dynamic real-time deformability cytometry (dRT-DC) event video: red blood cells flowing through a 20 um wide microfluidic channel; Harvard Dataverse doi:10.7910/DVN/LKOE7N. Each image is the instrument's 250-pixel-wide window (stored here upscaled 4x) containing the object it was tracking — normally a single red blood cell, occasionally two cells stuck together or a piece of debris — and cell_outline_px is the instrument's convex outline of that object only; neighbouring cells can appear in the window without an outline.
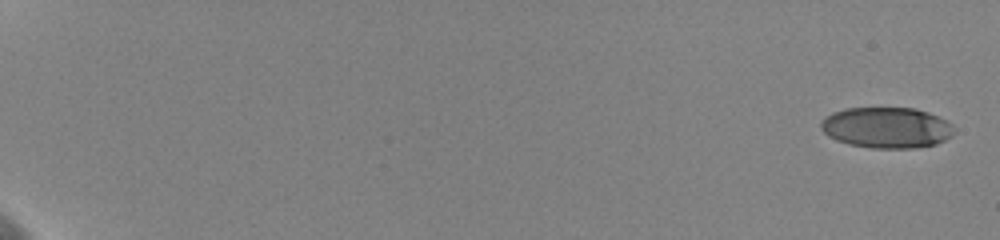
{"species": "human", "species_latin": "Homo sapiens", "temperature_condition": "cold", "stored_images_in_passage": 8, "camera_frame_rate_fps": 3000, "um_per_image_px": 0.085, "donor": {"sex": "female"}, "frame": {"image": 1, "passage_image": 1, "time_ms": 0.0, "image_size_px": [1000, 240], "cell_outline_px": [[952, 136], [936, 144], [916, 148], [872, 148], [848, 144], [836, 140], [828, 136], [820, 128], [820, 124], [824, 116], [832, 112], [844, 108], [916, 108], [928, 112], [952, 124]], "centroid_in_image_um": [75.32, 10.85], "position_along_channel_um": 9.7, "area_um2": 31.79}}